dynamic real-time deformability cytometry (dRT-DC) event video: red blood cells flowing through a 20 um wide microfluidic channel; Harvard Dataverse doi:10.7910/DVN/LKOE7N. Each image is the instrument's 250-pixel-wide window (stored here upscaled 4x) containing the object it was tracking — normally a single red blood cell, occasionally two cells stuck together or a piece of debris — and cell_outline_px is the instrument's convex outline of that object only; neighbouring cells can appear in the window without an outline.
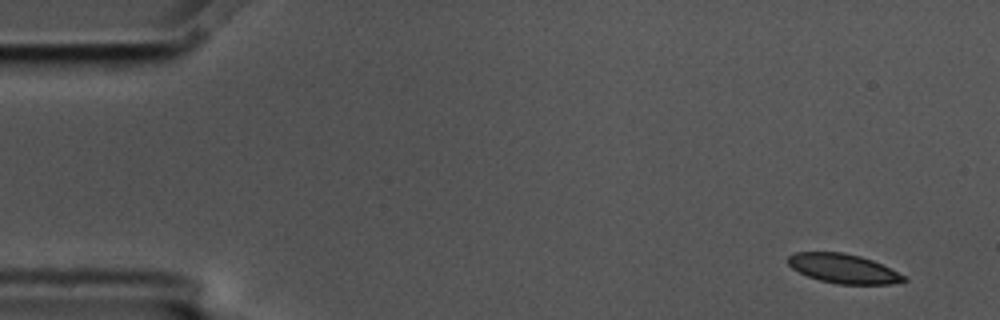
{"species": "common noctule bat (a hibernating species)", "species_latin": "Nyctalus noctula", "temperature_condition": "cold", "stored_images_in_passage": 7, "camera_frame_rate_fps": 3000, "um_per_image_px": 0.085, "animal": {"sex": "male", "body_mass_g": 17.5, "forearm_length_mm": 52.3}, "frame": {"image": 1, "passage_image": 1, "time_ms": 0.0, "image_size_px": [1000, 320], "cell_outline_px": [[908, 280], [892, 284], [840, 284], [820, 280], [808, 276], [792, 268], [788, 264], [788, 256], [796, 252], [844, 252], [860, 256], [872, 260], [904, 276]], "centroid_in_image_um": [71.66, 22.82], "position_along_channel_um": 13.3, "area_um2": 19.48}}
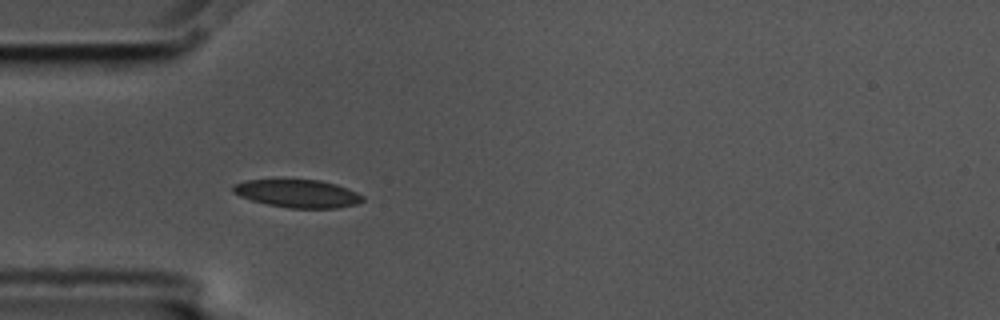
{"frame": {"image": 2, "passage_image": 4, "time_ms": 1.0, "image_size_px": [1000, 320], "cell_outline_px": [[364, 200], [356, 204], [336, 208], [288, 208], [268, 204], [252, 200], [240, 196], [232, 192], [232, 188], [236, 184], [248, 180], [320, 180], [336, 184], [348, 188], [364, 196]], "centroid_in_image_um": [25.34, 16.46], "position_along_channel_um": 59.7, "area_um2": 20.92}}